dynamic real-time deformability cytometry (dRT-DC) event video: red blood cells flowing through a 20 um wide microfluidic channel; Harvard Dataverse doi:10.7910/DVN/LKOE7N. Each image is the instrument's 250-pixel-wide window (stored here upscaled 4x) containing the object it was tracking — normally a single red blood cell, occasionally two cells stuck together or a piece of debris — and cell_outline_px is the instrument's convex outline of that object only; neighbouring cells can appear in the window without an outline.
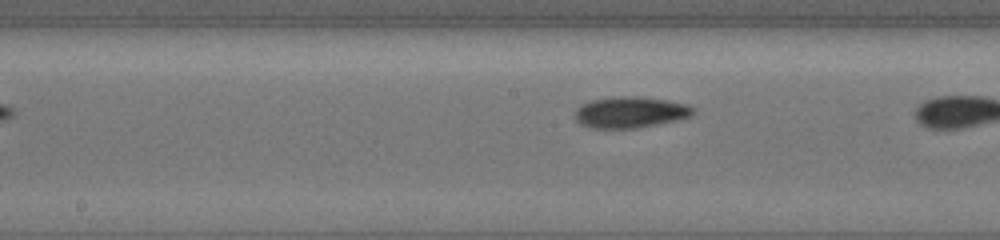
{"species": "common noctule bat (a hibernating species)", "species_latin": "Nyctalus noctula", "temperature_condition": "cold", "stored_images_in_passage": 10, "camera_frame_rate_fps": 3000, "um_per_image_px": 0.085, "animal": {"sex": "female", "body_mass_g": 19.5, "forearm_length_mm": 54.1}, "frame": {"image": 1, "passage_image": 9, "time_ms": 2.667, "image_size_px": [1000, 240], "cell_outline_px": [[696, 112], [692, 116], [676, 120], [636, 128], [592, 128], [580, 124], [576, 120], [576, 108], [580, 104], [592, 100], [620, 96], [636, 96], [668, 100], [688, 104], [696, 108]], "centroid_in_image_um": [53.61, 9.53], "position_along_channel_um": 194.6, "area_um2": 21.56}}